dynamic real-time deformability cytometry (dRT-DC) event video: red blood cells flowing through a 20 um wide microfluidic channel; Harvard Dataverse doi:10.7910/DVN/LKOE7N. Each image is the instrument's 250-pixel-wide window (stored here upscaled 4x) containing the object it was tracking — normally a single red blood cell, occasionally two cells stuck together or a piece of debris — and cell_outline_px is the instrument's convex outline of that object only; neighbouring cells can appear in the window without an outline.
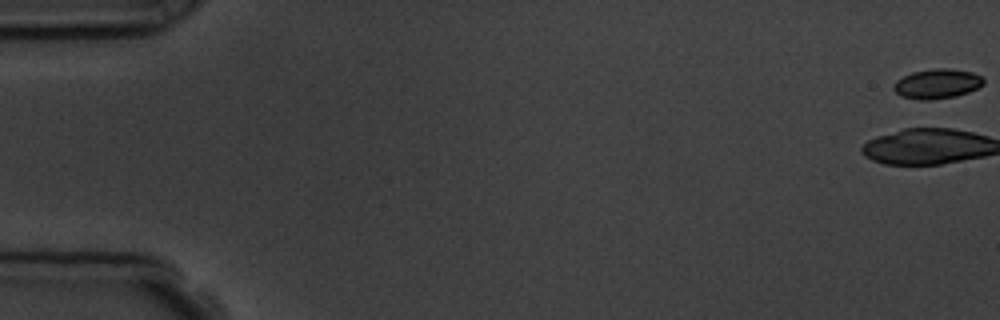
{"species": "common noctule bat (a hibernating species)", "species_latin": "Nyctalus noctula", "temperature_condition": "room temperature", "stored_images_in_passage": 11, "camera_frame_rate_fps": 3000, "um_per_image_px": 0.085, "animal": {"sex": "male", "body_mass_g": 19.5, "forearm_length_mm": 54.6}, "frame": {"image": 1, "passage_image": 1, "time_ms": 0.0, "image_size_px": [1000, 320], "cell_outline_px": [[984, 84], [968, 92], [956, 96], [928, 100], [920, 100], [900, 96], [892, 88], [896, 80], [912, 72], [936, 68], [948, 68], [972, 72], [984, 76]], "centroid_in_image_um": [79.66, 7.12], "position_along_channel_um": 5.3, "area_um2": 15.61}}